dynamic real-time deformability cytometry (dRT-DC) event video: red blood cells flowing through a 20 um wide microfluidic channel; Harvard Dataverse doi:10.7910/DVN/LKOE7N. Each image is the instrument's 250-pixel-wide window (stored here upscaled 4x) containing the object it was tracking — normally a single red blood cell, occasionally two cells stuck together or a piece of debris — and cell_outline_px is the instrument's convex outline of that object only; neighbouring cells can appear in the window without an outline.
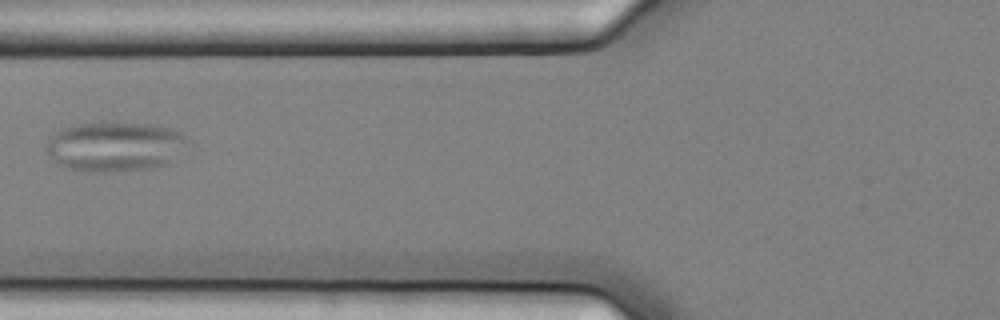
{"species": "common noctule bat (a hibernating species)", "species_latin": "Nyctalus noctula", "temperature_condition": "cold", "stored_images_in_passage": 4, "camera_frame_rate_fps": 3000, "um_per_image_px": 0.085, "animal": {"sex": "female", "body_mass_g": 25.1}, "frame": {"image": 1, "passage_image": 2, "time_ms": 0.333, "image_size_px": [1000, 320], "cell_outline_px": [[184, 136], [168, 164], [152, 168], [104, 172], [92, 172], [64, 168], [56, 164], [52, 160], [48, 152], [48, 140], [60, 128], [80, 124], [152, 124], [172, 128], [180, 132]], "centroid_in_image_um": [9.64, 12.48], "position_along_channel_um": 116.2, "area_um2": 39.65}}